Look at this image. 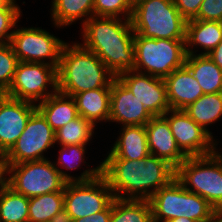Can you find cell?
Returning <instances> with one entry per match:
<instances>
[{
	"instance_id": "cell-1",
	"label": "cell",
	"mask_w": 222,
	"mask_h": 222,
	"mask_svg": "<svg viewBox=\"0 0 222 222\" xmlns=\"http://www.w3.org/2000/svg\"><path fill=\"white\" fill-rule=\"evenodd\" d=\"M100 165L101 175L120 199L149 200L176 177L172 165L151 154L138 161L104 159Z\"/></svg>"
},
{
	"instance_id": "cell-2",
	"label": "cell",
	"mask_w": 222,
	"mask_h": 222,
	"mask_svg": "<svg viewBox=\"0 0 222 222\" xmlns=\"http://www.w3.org/2000/svg\"><path fill=\"white\" fill-rule=\"evenodd\" d=\"M82 26L81 45L95 53L116 77L134 70L135 33L130 19L92 16Z\"/></svg>"
},
{
	"instance_id": "cell-3",
	"label": "cell",
	"mask_w": 222,
	"mask_h": 222,
	"mask_svg": "<svg viewBox=\"0 0 222 222\" xmlns=\"http://www.w3.org/2000/svg\"><path fill=\"white\" fill-rule=\"evenodd\" d=\"M58 91L68 96L97 88H111L116 76L81 43H65L57 68Z\"/></svg>"
},
{
	"instance_id": "cell-4",
	"label": "cell",
	"mask_w": 222,
	"mask_h": 222,
	"mask_svg": "<svg viewBox=\"0 0 222 222\" xmlns=\"http://www.w3.org/2000/svg\"><path fill=\"white\" fill-rule=\"evenodd\" d=\"M130 21L134 33L143 37L185 40L187 20L174 0H143L132 7Z\"/></svg>"
},
{
	"instance_id": "cell-5",
	"label": "cell",
	"mask_w": 222,
	"mask_h": 222,
	"mask_svg": "<svg viewBox=\"0 0 222 222\" xmlns=\"http://www.w3.org/2000/svg\"><path fill=\"white\" fill-rule=\"evenodd\" d=\"M149 202L153 222H167L180 217L208 222L216 211L206 199L185 189L176 178L158 190Z\"/></svg>"
},
{
	"instance_id": "cell-6",
	"label": "cell",
	"mask_w": 222,
	"mask_h": 222,
	"mask_svg": "<svg viewBox=\"0 0 222 222\" xmlns=\"http://www.w3.org/2000/svg\"><path fill=\"white\" fill-rule=\"evenodd\" d=\"M191 156L176 168V179L190 192L222 210V154Z\"/></svg>"
},
{
	"instance_id": "cell-7",
	"label": "cell",
	"mask_w": 222,
	"mask_h": 222,
	"mask_svg": "<svg viewBox=\"0 0 222 222\" xmlns=\"http://www.w3.org/2000/svg\"><path fill=\"white\" fill-rule=\"evenodd\" d=\"M135 68L140 73L165 79L185 65V40L155 39L134 35Z\"/></svg>"
},
{
	"instance_id": "cell-8",
	"label": "cell",
	"mask_w": 222,
	"mask_h": 222,
	"mask_svg": "<svg viewBox=\"0 0 222 222\" xmlns=\"http://www.w3.org/2000/svg\"><path fill=\"white\" fill-rule=\"evenodd\" d=\"M11 174V175H10ZM9 187L27 198L64 192L66 181L48 159L9 165Z\"/></svg>"
},
{
	"instance_id": "cell-9",
	"label": "cell",
	"mask_w": 222,
	"mask_h": 222,
	"mask_svg": "<svg viewBox=\"0 0 222 222\" xmlns=\"http://www.w3.org/2000/svg\"><path fill=\"white\" fill-rule=\"evenodd\" d=\"M106 179L100 174L86 182H66L64 187V220L89 217L104 211L114 200Z\"/></svg>"
},
{
	"instance_id": "cell-10",
	"label": "cell",
	"mask_w": 222,
	"mask_h": 222,
	"mask_svg": "<svg viewBox=\"0 0 222 222\" xmlns=\"http://www.w3.org/2000/svg\"><path fill=\"white\" fill-rule=\"evenodd\" d=\"M52 91H48L49 86ZM57 67L44 63L18 62L5 95L36 104L58 91Z\"/></svg>"
},
{
	"instance_id": "cell-11",
	"label": "cell",
	"mask_w": 222,
	"mask_h": 222,
	"mask_svg": "<svg viewBox=\"0 0 222 222\" xmlns=\"http://www.w3.org/2000/svg\"><path fill=\"white\" fill-rule=\"evenodd\" d=\"M15 28L9 44L18 61L44 63L58 68L65 41L40 27Z\"/></svg>"
},
{
	"instance_id": "cell-12",
	"label": "cell",
	"mask_w": 222,
	"mask_h": 222,
	"mask_svg": "<svg viewBox=\"0 0 222 222\" xmlns=\"http://www.w3.org/2000/svg\"><path fill=\"white\" fill-rule=\"evenodd\" d=\"M55 131L36 109L16 143L5 154L9 165L47 159L44 152L55 144Z\"/></svg>"
},
{
	"instance_id": "cell-13",
	"label": "cell",
	"mask_w": 222,
	"mask_h": 222,
	"mask_svg": "<svg viewBox=\"0 0 222 222\" xmlns=\"http://www.w3.org/2000/svg\"><path fill=\"white\" fill-rule=\"evenodd\" d=\"M163 116L170 125L177 146L187 157L216 151L218 143L213 135L192 120L184 110L170 109Z\"/></svg>"
},
{
	"instance_id": "cell-14",
	"label": "cell",
	"mask_w": 222,
	"mask_h": 222,
	"mask_svg": "<svg viewBox=\"0 0 222 222\" xmlns=\"http://www.w3.org/2000/svg\"><path fill=\"white\" fill-rule=\"evenodd\" d=\"M117 78L153 116H163L170 110L164 79L135 70L123 72Z\"/></svg>"
},
{
	"instance_id": "cell-15",
	"label": "cell",
	"mask_w": 222,
	"mask_h": 222,
	"mask_svg": "<svg viewBox=\"0 0 222 222\" xmlns=\"http://www.w3.org/2000/svg\"><path fill=\"white\" fill-rule=\"evenodd\" d=\"M36 104L0 94V153L6 154L24 131Z\"/></svg>"
},
{
	"instance_id": "cell-16",
	"label": "cell",
	"mask_w": 222,
	"mask_h": 222,
	"mask_svg": "<svg viewBox=\"0 0 222 222\" xmlns=\"http://www.w3.org/2000/svg\"><path fill=\"white\" fill-rule=\"evenodd\" d=\"M153 115L116 77L111 83L110 122L123 126L146 125Z\"/></svg>"
},
{
	"instance_id": "cell-17",
	"label": "cell",
	"mask_w": 222,
	"mask_h": 222,
	"mask_svg": "<svg viewBox=\"0 0 222 222\" xmlns=\"http://www.w3.org/2000/svg\"><path fill=\"white\" fill-rule=\"evenodd\" d=\"M151 155L167 161L175 169L187 156L177 146L170 125L164 116H153L145 125Z\"/></svg>"
},
{
	"instance_id": "cell-18",
	"label": "cell",
	"mask_w": 222,
	"mask_h": 222,
	"mask_svg": "<svg viewBox=\"0 0 222 222\" xmlns=\"http://www.w3.org/2000/svg\"><path fill=\"white\" fill-rule=\"evenodd\" d=\"M164 81L170 109L183 110L204 94L197 79L185 65L174 70Z\"/></svg>"
},
{
	"instance_id": "cell-19",
	"label": "cell",
	"mask_w": 222,
	"mask_h": 222,
	"mask_svg": "<svg viewBox=\"0 0 222 222\" xmlns=\"http://www.w3.org/2000/svg\"><path fill=\"white\" fill-rule=\"evenodd\" d=\"M105 159L140 160L150 155L145 125L123 126Z\"/></svg>"
},
{
	"instance_id": "cell-20",
	"label": "cell",
	"mask_w": 222,
	"mask_h": 222,
	"mask_svg": "<svg viewBox=\"0 0 222 222\" xmlns=\"http://www.w3.org/2000/svg\"><path fill=\"white\" fill-rule=\"evenodd\" d=\"M222 41V22L195 20L186 22L185 50L186 54H197L192 48L195 46L205 52L199 55L209 54ZM194 46V47H192Z\"/></svg>"
},
{
	"instance_id": "cell-21",
	"label": "cell",
	"mask_w": 222,
	"mask_h": 222,
	"mask_svg": "<svg viewBox=\"0 0 222 222\" xmlns=\"http://www.w3.org/2000/svg\"><path fill=\"white\" fill-rule=\"evenodd\" d=\"M79 116L94 126L100 121L109 122L111 88H97L80 92L72 96Z\"/></svg>"
},
{
	"instance_id": "cell-22",
	"label": "cell",
	"mask_w": 222,
	"mask_h": 222,
	"mask_svg": "<svg viewBox=\"0 0 222 222\" xmlns=\"http://www.w3.org/2000/svg\"><path fill=\"white\" fill-rule=\"evenodd\" d=\"M36 106L54 131L79 116L74 98L59 91Z\"/></svg>"
},
{
	"instance_id": "cell-23",
	"label": "cell",
	"mask_w": 222,
	"mask_h": 222,
	"mask_svg": "<svg viewBox=\"0 0 222 222\" xmlns=\"http://www.w3.org/2000/svg\"><path fill=\"white\" fill-rule=\"evenodd\" d=\"M185 66L197 79L204 94L222 92V69L208 55H186Z\"/></svg>"
},
{
	"instance_id": "cell-24",
	"label": "cell",
	"mask_w": 222,
	"mask_h": 222,
	"mask_svg": "<svg viewBox=\"0 0 222 222\" xmlns=\"http://www.w3.org/2000/svg\"><path fill=\"white\" fill-rule=\"evenodd\" d=\"M29 222H64V192L29 198Z\"/></svg>"
},
{
	"instance_id": "cell-25",
	"label": "cell",
	"mask_w": 222,
	"mask_h": 222,
	"mask_svg": "<svg viewBox=\"0 0 222 222\" xmlns=\"http://www.w3.org/2000/svg\"><path fill=\"white\" fill-rule=\"evenodd\" d=\"M51 18L57 28L82 20L83 25L94 16V0H52ZM85 17V19H83Z\"/></svg>"
},
{
	"instance_id": "cell-26",
	"label": "cell",
	"mask_w": 222,
	"mask_h": 222,
	"mask_svg": "<svg viewBox=\"0 0 222 222\" xmlns=\"http://www.w3.org/2000/svg\"><path fill=\"white\" fill-rule=\"evenodd\" d=\"M58 161L53 162L54 166L60 171L62 178L66 182H86L97 178L101 174V165L83 171L81 176L73 177L70 174L64 172L59 167L65 170H74L79 168L81 163H83V158L85 157L86 145H66L60 146ZM59 166V167H58Z\"/></svg>"
},
{
	"instance_id": "cell-27",
	"label": "cell",
	"mask_w": 222,
	"mask_h": 222,
	"mask_svg": "<svg viewBox=\"0 0 222 222\" xmlns=\"http://www.w3.org/2000/svg\"><path fill=\"white\" fill-rule=\"evenodd\" d=\"M183 110L192 120L212 135L207 126L222 118V92L203 94Z\"/></svg>"
},
{
	"instance_id": "cell-28",
	"label": "cell",
	"mask_w": 222,
	"mask_h": 222,
	"mask_svg": "<svg viewBox=\"0 0 222 222\" xmlns=\"http://www.w3.org/2000/svg\"><path fill=\"white\" fill-rule=\"evenodd\" d=\"M109 222H153L149 200L114 198Z\"/></svg>"
},
{
	"instance_id": "cell-29",
	"label": "cell",
	"mask_w": 222,
	"mask_h": 222,
	"mask_svg": "<svg viewBox=\"0 0 222 222\" xmlns=\"http://www.w3.org/2000/svg\"><path fill=\"white\" fill-rule=\"evenodd\" d=\"M29 198L11 187L0 192V222H29Z\"/></svg>"
},
{
	"instance_id": "cell-30",
	"label": "cell",
	"mask_w": 222,
	"mask_h": 222,
	"mask_svg": "<svg viewBox=\"0 0 222 222\" xmlns=\"http://www.w3.org/2000/svg\"><path fill=\"white\" fill-rule=\"evenodd\" d=\"M94 129L91 122L78 116L55 131V142L60 146L87 145L94 135Z\"/></svg>"
},
{
	"instance_id": "cell-31",
	"label": "cell",
	"mask_w": 222,
	"mask_h": 222,
	"mask_svg": "<svg viewBox=\"0 0 222 222\" xmlns=\"http://www.w3.org/2000/svg\"><path fill=\"white\" fill-rule=\"evenodd\" d=\"M18 62L11 45L0 44V94H4L9 89Z\"/></svg>"
},
{
	"instance_id": "cell-32",
	"label": "cell",
	"mask_w": 222,
	"mask_h": 222,
	"mask_svg": "<svg viewBox=\"0 0 222 222\" xmlns=\"http://www.w3.org/2000/svg\"><path fill=\"white\" fill-rule=\"evenodd\" d=\"M130 19L132 6L126 0H94V16Z\"/></svg>"
},
{
	"instance_id": "cell-33",
	"label": "cell",
	"mask_w": 222,
	"mask_h": 222,
	"mask_svg": "<svg viewBox=\"0 0 222 222\" xmlns=\"http://www.w3.org/2000/svg\"><path fill=\"white\" fill-rule=\"evenodd\" d=\"M20 8H1L0 9V44H7L10 42L11 36L14 32L21 14ZM10 31V32H9Z\"/></svg>"
},
{
	"instance_id": "cell-34",
	"label": "cell",
	"mask_w": 222,
	"mask_h": 222,
	"mask_svg": "<svg viewBox=\"0 0 222 222\" xmlns=\"http://www.w3.org/2000/svg\"><path fill=\"white\" fill-rule=\"evenodd\" d=\"M194 19L222 22V0H203Z\"/></svg>"
},
{
	"instance_id": "cell-35",
	"label": "cell",
	"mask_w": 222,
	"mask_h": 222,
	"mask_svg": "<svg viewBox=\"0 0 222 222\" xmlns=\"http://www.w3.org/2000/svg\"><path fill=\"white\" fill-rule=\"evenodd\" d=\"M203 0H174L180 14L188 21L194 19Z\"/></svg>"
},
{
	"instance_id": "cell-36",
	"label": "cell",
	"mask_w": 222,
	"mask_h": 222,
	"mask_svg": "<svg viewBox=\"0 0 222 222\" xmlns=\"http://www.w3.org/2000/svg\"><path fill=\"white\" fill-rule=\"evenodd\" d=\"M112 214V203L101 212H97L91 216L78 218L75 220H64V222H109Z\"/></svg>"
},
{
	"instance_id": "cell-37",
	"label": "cell",
	"mask_w": 222,
	"mask_h": 222,
	"mask_svg": "<svg viewBox=\"0 0 222 222\" xmlns=\"http://www.w3.org/2000/svg\"><path fill=\"white\" fill-rule=\"evenodd\" d=\"M6 174L9 175V163L5 154L0 153V192L9 186V178Z\"/></svg>"
},
{
	"instance_id": "cell-38",
	"label": "cell",
	"mask_w": 222,
	"mask_h": 222,
	"mask_svg": "<svg viewBox=\"0 0 222 222\" xmlns=\"http://www.w3.org/2000/svg\"><path fill=\"white\" fill-rule=\"evenodd\" d=\"M207 55L222 69V41Z\"/></svg>"
},
{
	"instance_id": "cell-39",
	"label": "cell",
	"mask_w": 222,
	"mask_h": 222,
	"mask_svg": "<svg viewBox=\"0 0 222 222\" xmlns=\"http://www.w3.org/2000/svg\"><path fill=\"white\" fill-rule=\"evenodd\" d=\"M15 0H0V9L1 8H19Z\"/></svg>"
},
{
	"instance_id": "cell-40",
	"label": "cell",
	"mask_w": 222,
	"mask_h": 222,
	"mask_svg": "<svg viewBox=\"0 0 222 222\" xmlns=\"http://www.w3.org/2000/svg\"><path fill=\"white\" fill-rule=\"evenodd\" d=\"M208 222H222V210H216Z\"/></svg>"
},
{
	"instance_id": "cell-41",
	"label": "cell",
	"mask_w": 222,
	"mask_h": 222,
	"mask_svg": "<svg viewBox=\"0 0 222 222\" xmlns=\"http://www.w3.org/2000/svg\"><path fill=\"white\" fill-rule=\"evenodd\" d=\"M167 222H197L195 220H192V219H189V218H174V219H171V220H168Z\"/></svg>"
},
{
	"instance_id": "cell-42",
	"label": "cell",
	"mask_w": 222,
	"mask_h": 222,
	"mask_svg": "<svg viewBox=\"0 0 222 222\" xmlns=\"http://www.w3.org/2000/svg\"><path fill=\"white\" fill-rule=\"evenodd\" d=\"M132 7L134 6V0H126Z\"/></svg>"
},
{
	"instance_id": "cell-43",
	"label": "cell",
	"mask_w": 222,
	"mask_h": 222,
	"mask_svg": "<svg viewBox=\"0 0 222 222\" xmlns=\"http://www.w3.org/2000/svg\"><path fill=\"white\" fill-rule=\"evenodd\" d=\"M143 0H134V5H136L137 3L141 2Z\"/></svg>"
}]
</instances>
